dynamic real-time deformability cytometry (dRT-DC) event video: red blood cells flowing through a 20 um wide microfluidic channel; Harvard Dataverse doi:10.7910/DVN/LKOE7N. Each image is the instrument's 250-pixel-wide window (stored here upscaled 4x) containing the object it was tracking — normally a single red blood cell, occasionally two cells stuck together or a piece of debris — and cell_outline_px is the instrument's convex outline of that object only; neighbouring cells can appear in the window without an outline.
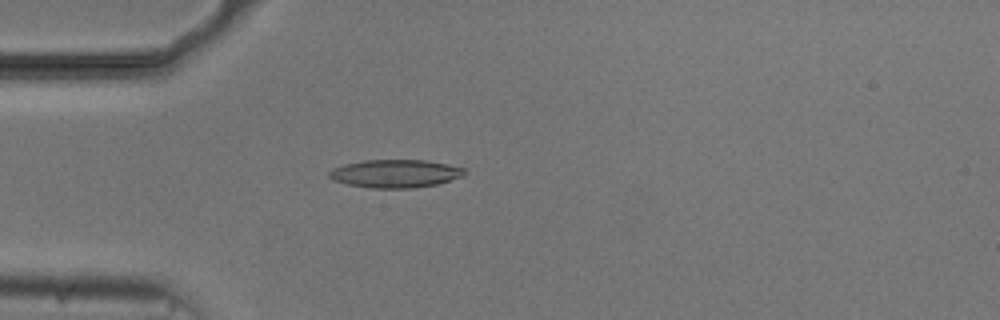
{"species": "common noctule bat (a hibernating species)", "species_latin": "Nyctalus noctula", "temperature_condition": "cold", "stored_images_in_passage": 50, "camera_frame_rate_fps": 3000, "um_per_image_px": 0.085, "animal": {"sex": "male", "body_mass_g": 20.5, "forearm_length_mm": 52.5}, "frame": {"image": 1, "passage_image": 11, "time_ms": 3.333, "image_size_px": [1000, 320], "cell_outline_px": [[468, 172], [464, 176], [436, 184], [412, 188], [372, 188], [348, 184], [332, 180], [328, 176], [328, 172], [332, 168], [344, 164], [364, 160], [424, 160], [464, 168]], "centroid_in_image_um": [33.57, 14.75], "position_along_channel_um": 51.4, "area_um2": 22.08}}
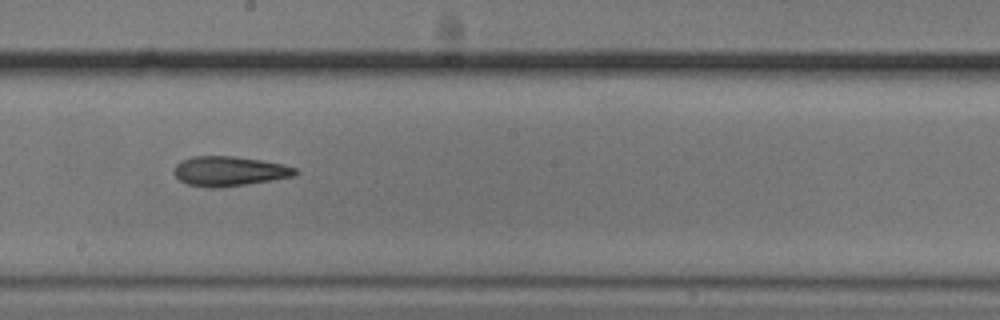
{"frame": {"image": 2, "passage_image": 26, "time_ms": 8.333, "image_size_px": [1000, 320], "cell_outline_px": [[300, 172], [296, 176], [272, 180], [220, 188], [208, 188], [188, 184], [180, 180], [172, 172], [176, 164], [180, 160], [192, 156], [232, 156], [260, 160], [284, 164], [296, 168]], "centroid_in_image_um": [19.49, 14.55], "position_along_channel_um": 228.7, "area_um2": 21.21}}
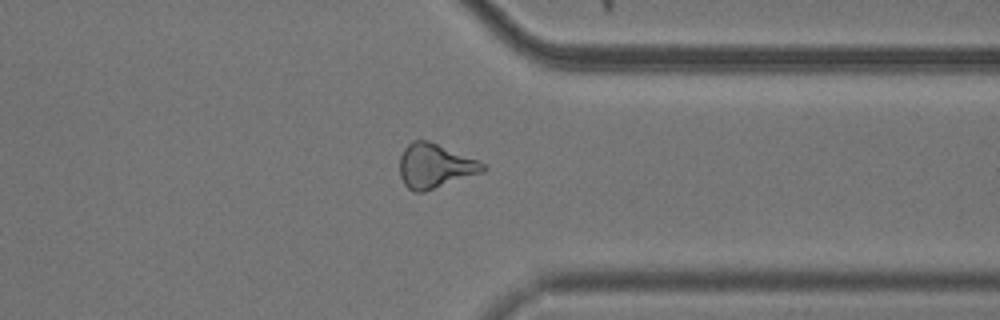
{"frame": {"image": 3, "passage_image": 38, "time_ms": 12.333, "image_size_px": [1000, 320], "cell_outline_px": [[488, 168], [484, 172], [424, 192], [416, 192], [408, 188], [404, 184], [400, 176], [400, 156], [404, 148], [412, 140], [428, 140], [480, 160]], "centroid_in_image_um": [36.99, 14.1], "position_along_channel_um": 374.4, "area_um2": 21.73}}